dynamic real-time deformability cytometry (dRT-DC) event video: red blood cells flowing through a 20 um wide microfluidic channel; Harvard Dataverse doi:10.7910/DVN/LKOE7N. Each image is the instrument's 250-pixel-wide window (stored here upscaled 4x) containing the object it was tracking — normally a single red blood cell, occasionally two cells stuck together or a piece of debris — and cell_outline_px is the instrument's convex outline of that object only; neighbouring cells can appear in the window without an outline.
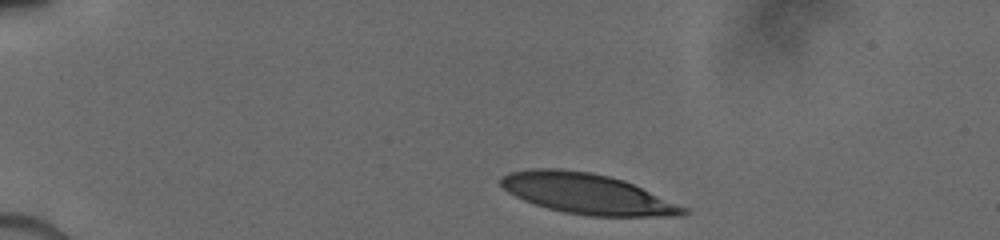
{"species": "human", "species_latin": "Homo sapiens", "temperature_condition": "cold", "stored_images_in_passage": 9, "camera_frame_rate_fps": 3000, "um_per_image_px": 0.085, "donor": {"sex": "male"}, "frame": {"image": 1, "passage_image": 1, "time_ms": 0.0, "image_size_px": [1000, 240], "cell_outline_px": [[688, 212], [684, 216], [588, 216], [564, 212], [548, 208], [524, 200], [508, 192], [500, 184], [500, 176], [508, 172], [532, 168], [560, 168], [592, 172], [624, 180], [688, 208]], "centroid_in_image_um": [49.9, 16.46], "position_along_channel_um": 35.1, "area_um2": 43.06}}
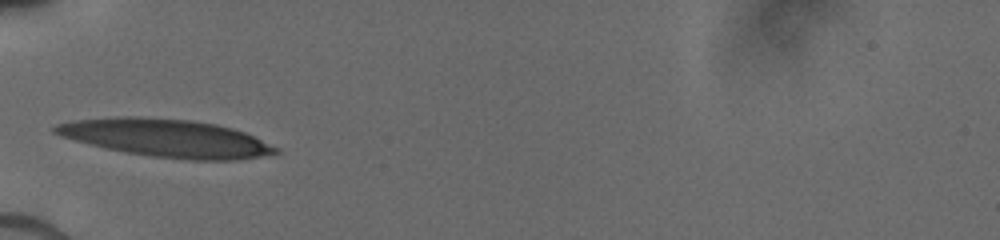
{"frame": {"image": 2, "passage_image": 6, "time_ms": 2.667, "image_size_px": [1000, 240], "cell_outline_px": [[280, 152], [260, 156], [236, 160], [192, 160], [152, 156], [124, 152], [104, 148], [60, 136], [52, 132], [52, 128], [56, 124], [72, 120], [112, 116], [136, 116], [188, 120], [216, 124], [232, 128], [244, 132], [280, 148]], "centroid_in_image_um": [14.08, 11.72], "position_along_channel_um": 70.9, "area_um2": 48.67}}
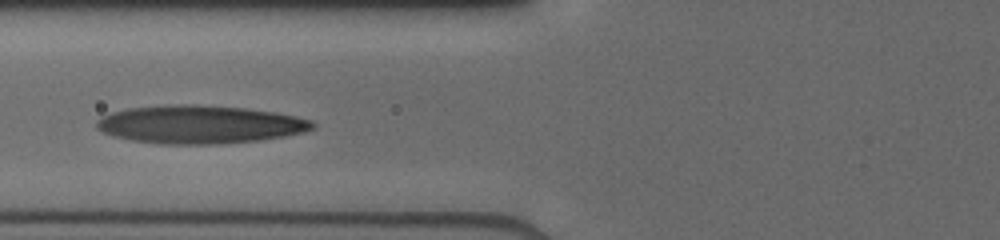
{"frame": {"image": 3, "passage_image": 8, "time_ms": 3.667, "image_size_px": [1000, 240], "cell_outline_px": [[316, 128], [304, 132], [284, 136], [260, 140], [220, 144], [160, 144], [132, 140], [116, 136], [104, 132], [96, 128], [96, 120], [100, 116], [112, 112], [128, 108], [176, 104], [196, 104], [244, 108], [276, 112], [296, 116], [312, 120], [316, 124]], "centroid_in_image_um": [17.01, 10.57], "position_along_channel_um": 108.8, "area_um2": 48.21}}